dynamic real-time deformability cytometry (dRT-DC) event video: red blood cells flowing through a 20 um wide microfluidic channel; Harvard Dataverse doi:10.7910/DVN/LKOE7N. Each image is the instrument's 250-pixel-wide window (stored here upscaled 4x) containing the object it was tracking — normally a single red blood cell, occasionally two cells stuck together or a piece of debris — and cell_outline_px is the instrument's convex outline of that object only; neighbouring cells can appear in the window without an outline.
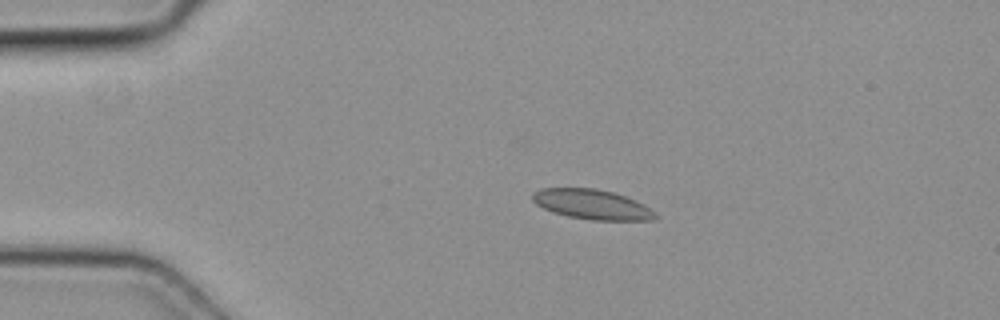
{"species": "common noctule bat (a hibernating species)", "species_latin": "Nyctalus noctula", "temperature_condition": "cold", "stored_images_in_passage": 4, "camera_frame_rate_fps": 3000, "um_per_image_px": 0.085, "animal": {"sex": "female", "body_mass_g": 19.3, "forearm_length_mm": 54.1}, "frame": {"image": 1, "passage_image": 3, "time_ms": 0.667, "image_size_px": [1000, 320], "cell_outline_px": [[660, 216], [656, 220], [592, 220], [568, 216], [552, 212], [536, 204], [532, 200], [532, 192], [540, 188], [596, 188], [612, 192], [636, 200], [644, 204], [656, 212]], "centroid_in_image_um": [50.35, 17.37], "position_along_channel_um": 34.7, "area_um2": 21.56}}